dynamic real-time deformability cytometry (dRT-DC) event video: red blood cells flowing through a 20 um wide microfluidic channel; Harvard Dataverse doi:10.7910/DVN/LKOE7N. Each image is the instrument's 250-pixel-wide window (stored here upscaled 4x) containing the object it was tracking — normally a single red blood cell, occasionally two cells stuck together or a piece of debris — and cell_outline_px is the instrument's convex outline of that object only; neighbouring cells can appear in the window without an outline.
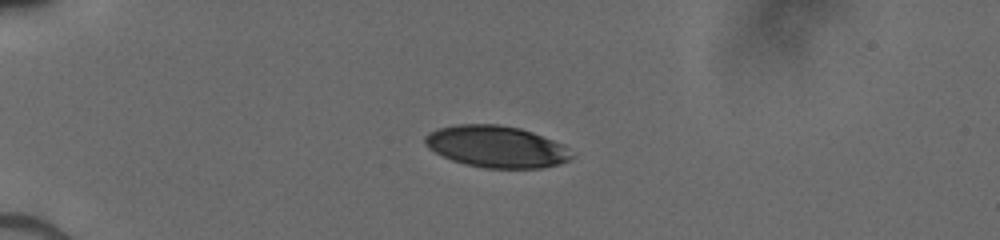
{"species": "human", "species_latin": "Homo sapiens", "temperature_condition": "cold", "stored_images_in_passage": 38, "camera_frame_rate_fps": 3000, "um_per_image_px": 0.085, "donor": {"sex": "male"}, "frame": {"image": 1, "passage_image": 1, "time_ms": 0.0, "image_size_px": [1000, 240], "cell_outline_px": [[572, 156], [568, 160], [560, 164], [540, 168], [484, 168], [464, 164], [452, 160], [428, 148], [424, 144], [424, 136], [428, 132], [440, 128], [456, 124], [496, 124], [520, 128], [532, 132], [564, 144]], "centroid_in_image_um": [42.17, 12.46], "position_along_channel_um": 42.8, "area_um2": 35.6}}
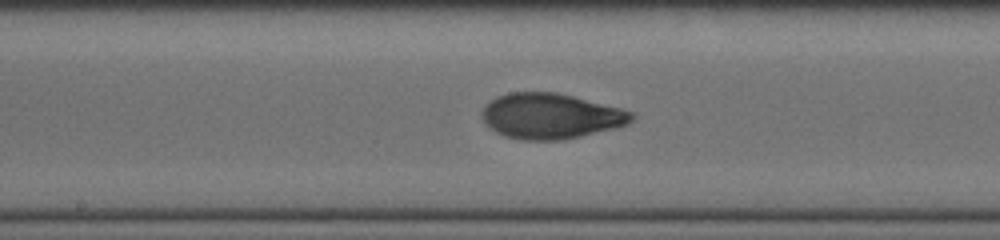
{"frame": {"image": 2, "passage_image": 16, "time_ms": 5.0, "image_size_px": [1000, 240], "cell_outline_px": [[636, 116], [628, 124], [616, 128], [564, 140], [520, 140], [504, 136], [488, 128], [484, 124], [480, 116], [480, 112], [496, 96], [508, 92], [556, 92], [620, 108], [632, 112]], "centroid_in_image_um": [46.77, 9.88], "position_along_channel_um": 201.4, "area_um2": 39.88}}
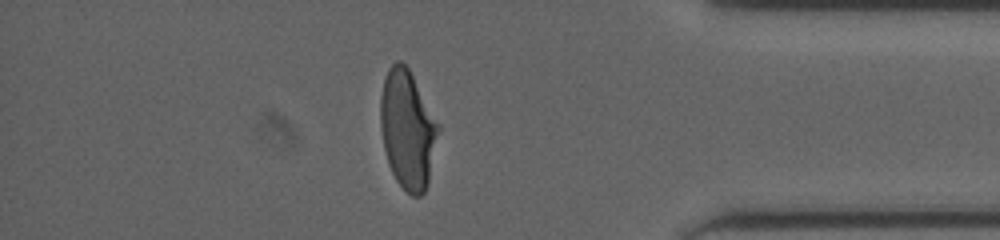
{"frame": {"image": 3, "passage_image": 32, "time_ms": 10.333, "image_size_px": [1000, 240], "cell_outline_px": [[440, 128], [428, 184], [424, 192], [420, 196], [412, 196], [396, 180], [388, 164], [384, 148], [380, 128], [380, 96], [384, 80], [388, 68], [396, 60], [400, 60], [408, 68], [440, 124]], "centroid_in_image_um": [34.64, 11.0], "position_along_channel_um": 400.6, "area_um2": 40.06}}